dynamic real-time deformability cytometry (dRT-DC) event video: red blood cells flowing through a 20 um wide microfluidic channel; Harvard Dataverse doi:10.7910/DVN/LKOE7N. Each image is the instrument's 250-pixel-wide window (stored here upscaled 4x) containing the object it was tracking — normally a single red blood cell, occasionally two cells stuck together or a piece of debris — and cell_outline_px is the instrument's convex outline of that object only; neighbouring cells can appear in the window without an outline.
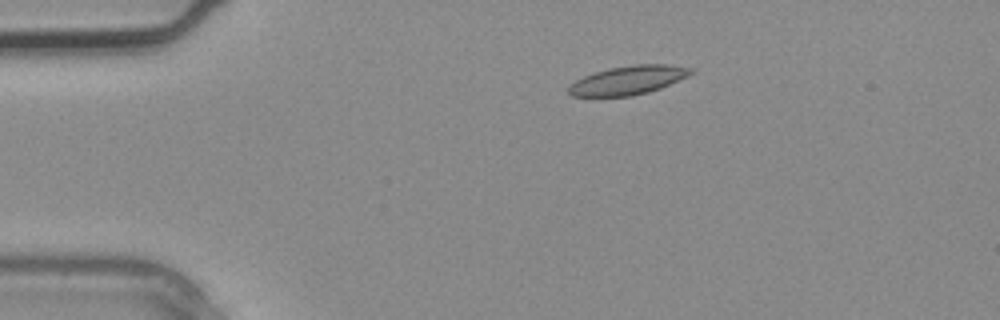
{"species": "common noctule bat (a hibernating species)", "species_latin": "Nyctalus noctula", "temperature_condition": "warm", "stored_images_in_passage": 3, "camera_frame_rate_fps": 3000, "um_per_image_px": 0.085, "animal": {"sex": "male", "body_mass_g": 20.4}, "frame": {"image": 1, "passage_image": 2, "time_ms": 0.333, "image_size_px": [1000, 320], "cell_outline_px": [[696, 72], [688, 76], [660, 88], [648, 92], [632, 96], [572, 96], [568, 92], [568, 84], [584, 76], [608, 68], [632, 64], [668, 64], [696, 68]], "centroid_in_image_um": [53.43, 6.8], "position_along_channel_um": 31.6, "area_um2": 20.69}}